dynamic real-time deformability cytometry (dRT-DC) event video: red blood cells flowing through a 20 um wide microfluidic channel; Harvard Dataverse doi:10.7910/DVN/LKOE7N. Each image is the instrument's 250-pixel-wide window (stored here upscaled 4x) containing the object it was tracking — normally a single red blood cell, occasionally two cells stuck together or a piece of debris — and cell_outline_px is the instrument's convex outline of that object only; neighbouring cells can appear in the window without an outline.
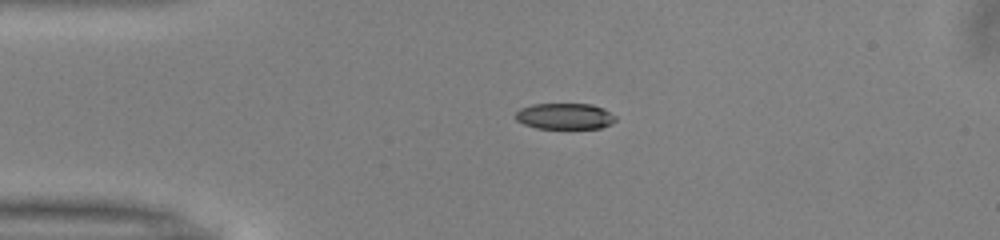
{"species": "common noctule bat (a hibernating species)", "species_latin": "Nyctalus noctula", "temperature_condition": "warm", "stored_images_in_passage": 40, "camera_frame_rate_fps": 3000, "um_per_image_px": 0.085, "animal": {"sex": "male", "body_mass_g": 13.0, "forearm_length_mm": 53.1}, "frame": {"image": 1, "passage_image": 1, "time_ms": 0.0, "image_size_px": [1000, 240], "cell_outline_px": [[616, 120], [612, 124], [600, 128], [536, 128], [524, 124], [516, 120], [516, 112], [520, 108], [532, 104], [592, 104], [604, 108], [616, 116]], "centroid_in_image_um": [48.03, 9.87], "position_along_channel_um": 37.0, "area_um2": 15.26}}
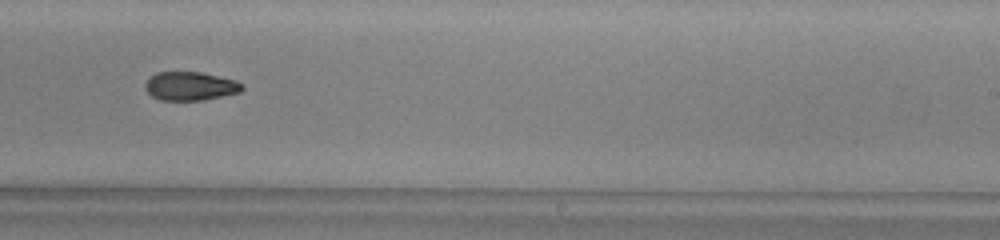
{"frame": {"image": 2, "passage_image": 21, "time_ms": 6.667, "image_size_px": [1000, 240], "cell_outline_px": [[244, 88], [240, 92], [204, 100], [160, 100], [152, 96], [144, 88], [144, 84], [156, 72], [200, 72], [232, 80], [244, 84]], "centroid_in_image_um": [16.16, 7.33], "position_along_channel_um": 272.8, "area_um2": 16.01}}
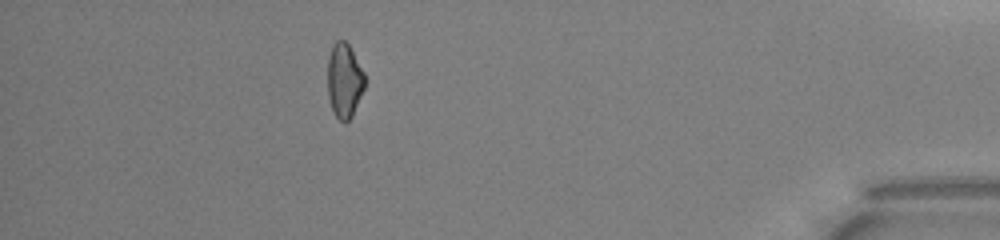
{"frame": {"image": 3, "passage_image": 35, "time_ms": 11.333, "image_size_px": [1000, 240], "cell_outline_px": [[364, 88], [352, 116], [344, 124], [336, 116], [332, 108], [328, 96], [328, 56], [332, 44], [336, 40], [344, 40], [348, 44], [364, 72]], "centroid_in_image_um": [29.25, 6.83], "position_along_channel_um": 405.9, "area_um2": 16.01}, "authors_computed_cell_mechanics": {"area_um2": 16.7331, "velocity_mm_per_s": 4.0267, "shape_relaxation_time_tau1_ms": 4.6781, "shape_relaxation_time_tau2_ms": 5.7138, "deformation_change_tau1": 0.1395, "deformation_change_tau2": 0.1194}}